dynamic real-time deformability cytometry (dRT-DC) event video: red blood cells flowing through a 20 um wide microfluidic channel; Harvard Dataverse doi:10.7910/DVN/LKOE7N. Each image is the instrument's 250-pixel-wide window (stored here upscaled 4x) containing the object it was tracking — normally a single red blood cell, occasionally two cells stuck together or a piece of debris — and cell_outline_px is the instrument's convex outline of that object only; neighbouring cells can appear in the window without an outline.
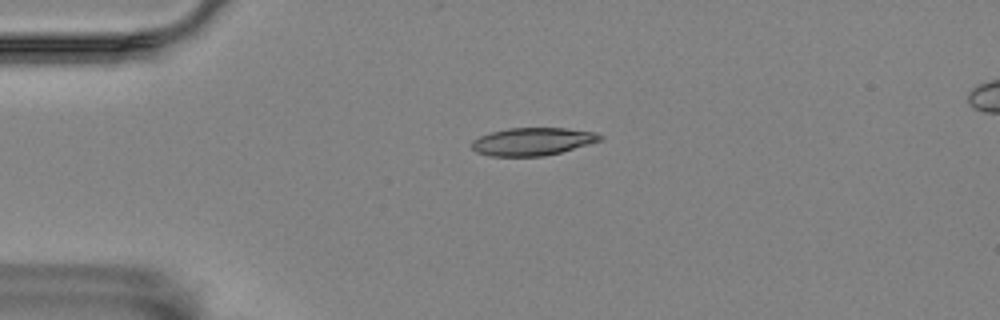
{"species": "Egyptian fruit bat (a non-hibernating species)", "species_latin": "Rousettus aegyptiacus", "temperature_condition": "room temperature", "stored_images_in_passage": 22, "camera_frame_rate_fps": 3000, "um_per_image_px": 0.085, "animal": {"sex": "female"}, "frame": {"image": 1, "passage_image": 2, "time_ms": 0.333, "image_size_px": [1000, 320], "cell_outline_px": [[604, 140], [560, 152], [544, 156], [492, 156], [476, 152], [472, 148], [472, 140], [480, 136], [492, 132], [508, 128], [564, 128], [596, 132], [604, 136]], "centroid_in_image_um": [45.3, 12.02], "position_along_channel_um": 39.7, "area_um2": 20.75}}
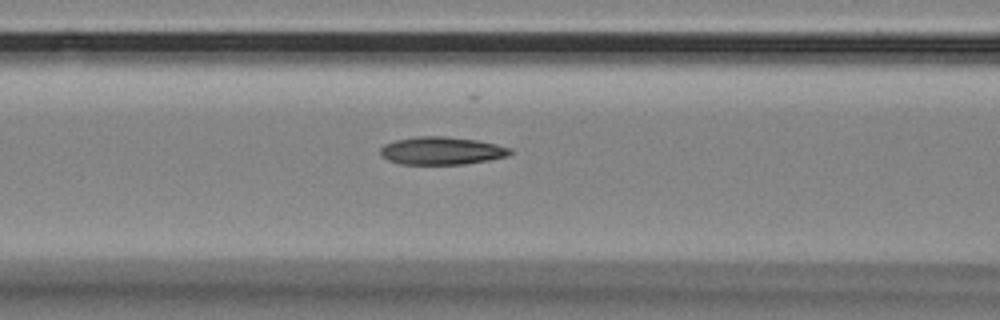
{"frame": {"image": 2, "passage_image": 12, "time_ms": 3.667, "image_size_px": [1000, 320], "cell_outline_px": [[512, 152], [508, 156], [488, 160], [464, 164], [400, 164], [388, 160], [380, 152], [380, 148], [384, 144], [396, 140], [416, 136], [444, 136], [476, 140], [496, 144], [512, 148]], "centroid_in_image_um": [37.55, 12.81], "position_along_channel_um": 129.1, "area_um2": 20.98}}
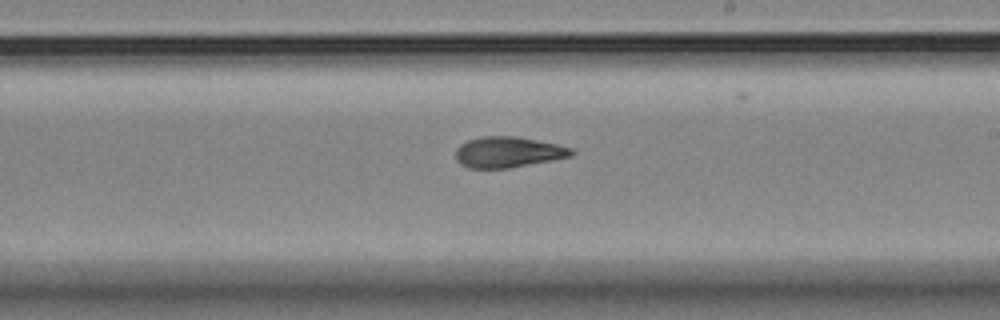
{"frame": {"image": 3, "passage_image": 22, "time_ms": 7.0, "image_size_px": [1000, 320], "cell_outline_px": [[576, 152], [572, 156], [552, 160], [508, 168], [468, 168], [460, 164], [456, 160], [456, 148], [460, 144], [468, 140], [480, 136], [516, 136], [556, 144], [572, 148]], "centroid_in_image_um": [43.17, 12.93], "position_along_channel_um": 245.8, "area_um2": 20.81}}